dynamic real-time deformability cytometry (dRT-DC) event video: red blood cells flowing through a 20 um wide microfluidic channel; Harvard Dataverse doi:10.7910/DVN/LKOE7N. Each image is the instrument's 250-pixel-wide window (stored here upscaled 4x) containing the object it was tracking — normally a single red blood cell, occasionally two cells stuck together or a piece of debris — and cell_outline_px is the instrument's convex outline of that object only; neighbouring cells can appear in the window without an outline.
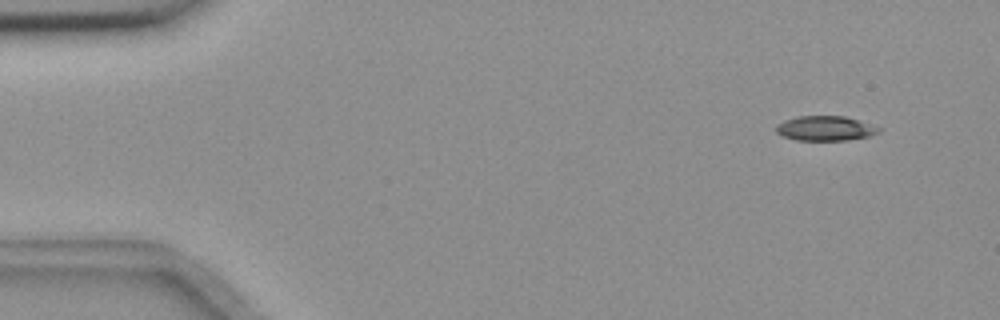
{"species": "common noctule bat (a hibernating species)", "species_latin": "Nyctalus noctula", "temperature_condition": "room temperature", "stored_images_in_passage": 6, "camera_frame_rate_fps": 3000, "um_per_image_px": 0.085, "animal": {"sex": "female", "body_mass_g": 18.4}, "frame": {"image": 1, "passage_image": 2, "time_ms": 0.333, "image_size_px": [1000, 320], "cell_outline_px": [[880, 132], [868, 136], [844, 140], [796, 140], [784, 136], [776, 132], [776, 124], [784, 120], [800, 116], [844, 116], [880, 128]], "centroid_in_image_um": [70.1, 10.91], "position_along_channel_um": 14.9, "area_um2": 14.51}}
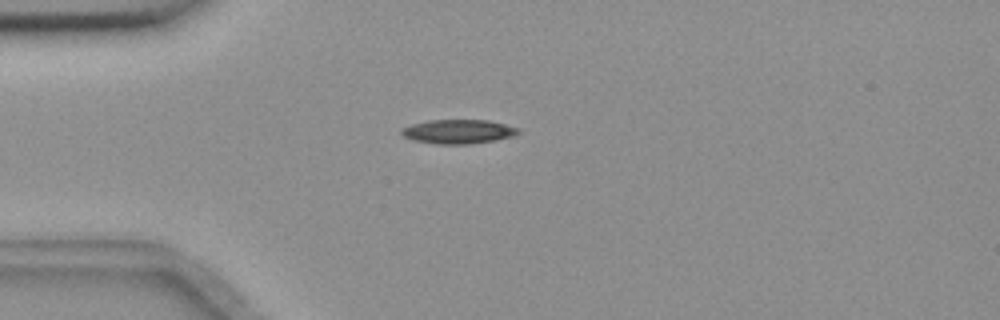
{"frame": {"image": 2, "passage_image": 5, "time_ms": 1.333, "image_size_px": [1000, 320], "cell_outline_px": [[520, 132], [516, 136], [496, 140], [468, 144], [436, 144], [412, 140], [404, 136], [400, 132], [404, 128], [412, 124], [428, 120], [488, 120], [520, 128]], "centroid_in_image_um": [39.0, 11.19], "position_along_channel_um": 46.0, "area_um2": 16.47}}